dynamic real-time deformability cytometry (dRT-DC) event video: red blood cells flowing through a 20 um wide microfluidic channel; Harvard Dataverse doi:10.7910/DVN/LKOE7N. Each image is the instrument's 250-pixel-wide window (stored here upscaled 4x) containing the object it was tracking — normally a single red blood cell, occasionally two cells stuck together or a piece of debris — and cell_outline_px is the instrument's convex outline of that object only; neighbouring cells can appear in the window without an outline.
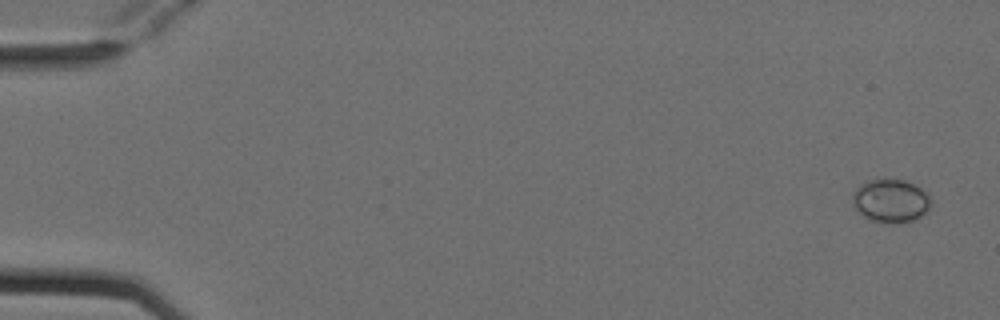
{"species": "Egyptian fruit bat (a non-hibernating species)", "species_latin": "Rousettus aegyptiacus", "temperature_condition": "cold", "stored_images_in_passage": 4, "camera_frame_rate_fps": 3000, "um_per_image_px": 0.085, "animal": {"sex": "female"}, "frame": {"image": 1, "passage_image": 1, "time_ms": 0.0, "image_size_px": [1000, 320], "cell_outline_px": [[932, 200], [928, 212], [912, 220], [900, 224], [868, 220], [856, 212], [852, 204], [852, 192], [864, 180], [904, 180], [928, 192], [932, 196]], "centroid_in_image_um": [75.69, 17.08], "position_along_channel_um": 9.3, "area_um2": 20.23}}
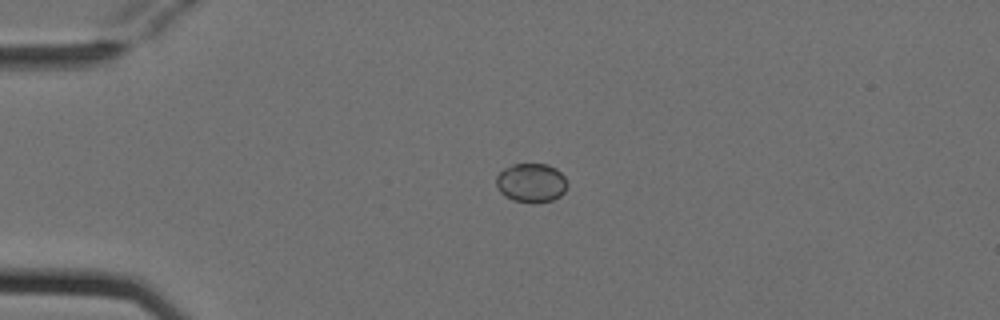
{"frame": {"image": 2, "passage_image": 4, "time_ms": 1.0, "image_size_px": [1000, 320], "cell_outline_px": [[568, 188], [560, 196], [552, 200], [536, 204], [532, 204], [512, 200], [504, 196], [500, 192], [496, 184], [496, 176], [504, 168], [512, 164], [548, 164], [556, 168], [564, 176], [568, 184]], "centroid_in_image_um": [45.16, 15.56], "position_along_channel_um": 39.8, "area_um2": 16.53}}